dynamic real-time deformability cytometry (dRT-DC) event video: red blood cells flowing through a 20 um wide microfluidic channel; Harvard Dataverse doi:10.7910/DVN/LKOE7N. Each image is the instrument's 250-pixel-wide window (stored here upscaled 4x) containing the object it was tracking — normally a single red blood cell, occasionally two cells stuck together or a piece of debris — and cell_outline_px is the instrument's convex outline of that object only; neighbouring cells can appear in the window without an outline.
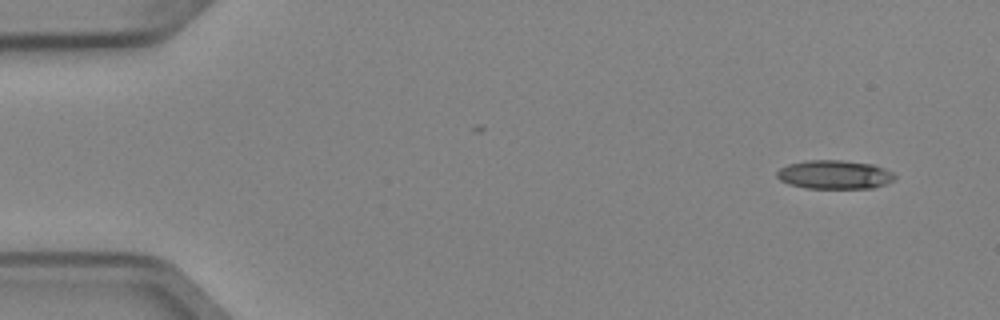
{"species": "Egyptian fruit bat (a non-hibernating species)", "species_latin": "Rousettus aegyptiacus", "temperature_condition": "cold", "stored_images_in_passage": 2, "camera_frame_rate_fps": 3000, "um_per_image_px": 0.085, "animal": {"sex": "female"}, "frame": {"image": 1, "passage_image": 2, "time_ms": 0.333, "image_size_px": [1000, 320], "cell_outline_px": [[896, 176], [892, 180], [884, 184], [872, 188], [804, 188], [788, 184], [780, 180], [776, 176], [776, 172], [780, 168], [788, 164], [804, 160], [840, 160], [872, 164], [884, 168], [892, 172]], "centroid_in_image_um": [70.89, 14.84], "position_along_channel_um": 14.1, "area_um2": 19.77}}